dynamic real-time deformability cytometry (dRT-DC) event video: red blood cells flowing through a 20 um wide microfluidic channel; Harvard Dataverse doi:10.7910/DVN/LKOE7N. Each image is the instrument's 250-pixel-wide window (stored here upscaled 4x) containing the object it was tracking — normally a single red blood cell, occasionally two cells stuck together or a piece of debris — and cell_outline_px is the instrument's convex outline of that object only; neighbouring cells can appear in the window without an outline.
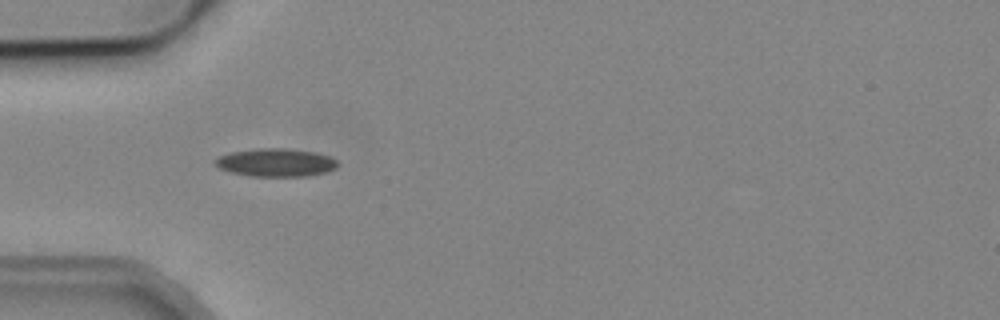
{"species": "common noctule bat (a hibernating species)", "species_latin": "Nyctalus noctula", "temperature_condition": "cold", "stored_images_in_passage": 5, "camera_frame_rate_fps": 3000, "um_per_image_px": 0.085, "animal": {"sex": "male", "body_mass_g": 19.2, "forearm_length_mm": 51.8}, "frame": {"image": 1, "passage_image": 1, "time_ms": 0.0, "image_size_px": [1000, 320], "cell_outline_px": [[336, 168], [324, 172], [308, 176], [252, 176], [232, 172], [220, 168], [216, 164], [216, 160], [220, 156], [228, 152], [260, 148], [284, 148], [316, 152], [328, 156], [336, 160]], "centroid_in_image_um": [23.45, 13.81], "position_along_channel_um": 61.6, "area_um2": 19.77}}
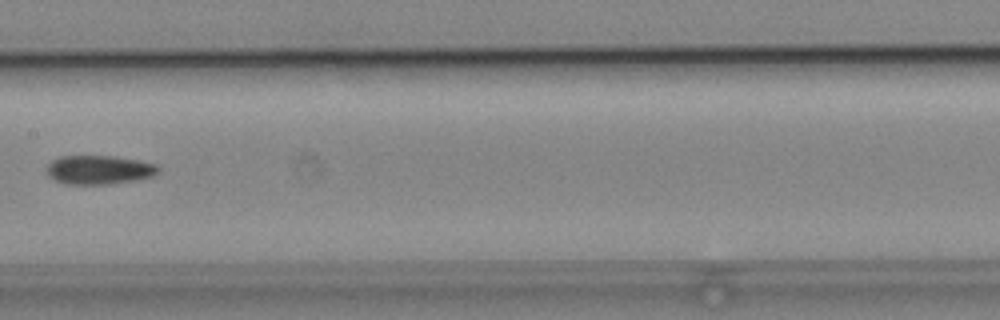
{"frame": {"image": 2, "passage_image": 4, "time_ms": 3.667, "image_size_px": [1000, 320], "cell_outline_px": [[160, 168], [152, 176], [136, 180], [112, 184], [64, 184], [48, 176], [48, 164], [52, 160], [60, 156], [116, 156], [140, 160], [156, 164]], "centroid_in_image_um": [8.43, 14.43], "position_along_channel_um": 199.0, "area_um2": 18.84}}
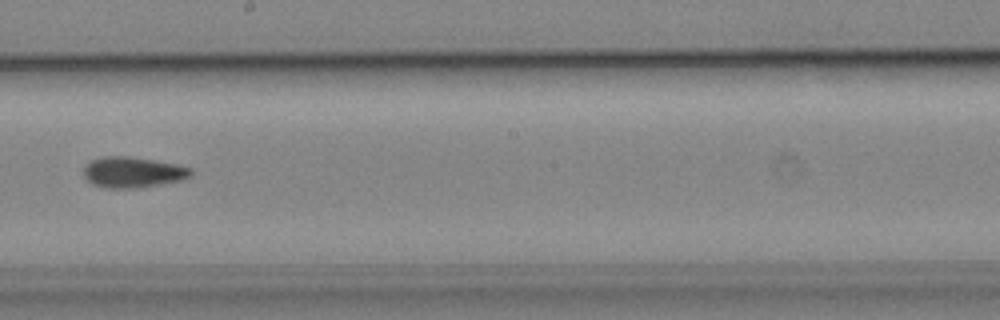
{"frame": {"image": 3, "passage_image": 5, "time_ms": 4.667, "image_size_px": [1000, 320], "cell_outline_px": [[192, 176], [180, 180], [136, 188], [104, 188], [92, 184], [84, 176], [84, 168], [92, 160], [100, 156], [128, 156], [176, 164], [192, 168]], "centroid_in_image_um": [11.28, 14.64], "position_along_channel_um": 236.9, "area_um2": 19.07}}